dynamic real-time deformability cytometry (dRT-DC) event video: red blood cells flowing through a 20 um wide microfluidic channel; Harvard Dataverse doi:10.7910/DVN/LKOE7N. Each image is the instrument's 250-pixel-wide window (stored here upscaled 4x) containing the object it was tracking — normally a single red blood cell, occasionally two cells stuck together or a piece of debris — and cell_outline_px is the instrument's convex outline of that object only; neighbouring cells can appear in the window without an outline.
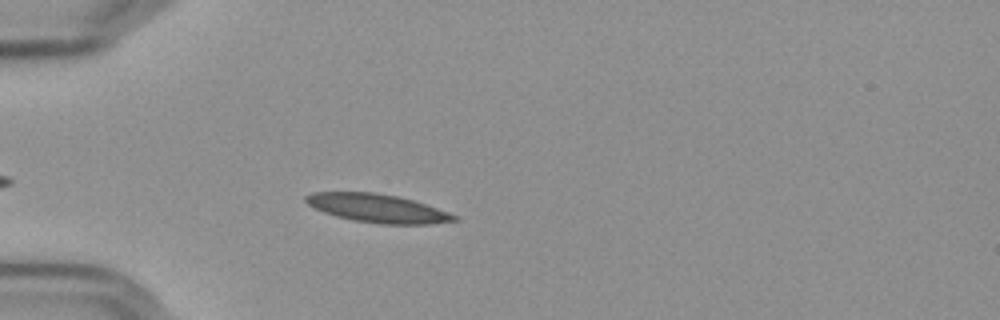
{"species": "Egyptian fruit bat (a non-hibernating species)", "species_latin": "Rousettus aegyptiacus", "temperature_condition": "cold", "stored_images_in_passage": 36, "camera_frame_rate_fps": 3000, "um_per_image_px": 0.085, "frame": {"image": 1, "passage_image": 7, "time_ms": 2.0, "image_size_px": [1000, 320], "cell_outline_px": [[460, 220], [428, 224], [380, 224], [352, 220], [336, 216], [324, 212], [308, 204], [304, 200], [304, 196], [312, 192], [372, 192], [396, 196], [412, 200], [448, 212], [456, 216]], "centroid_in_image_um": [32.06, 17.7], "position_along_channel_um": 52.9, "area_um2": 24.33}}
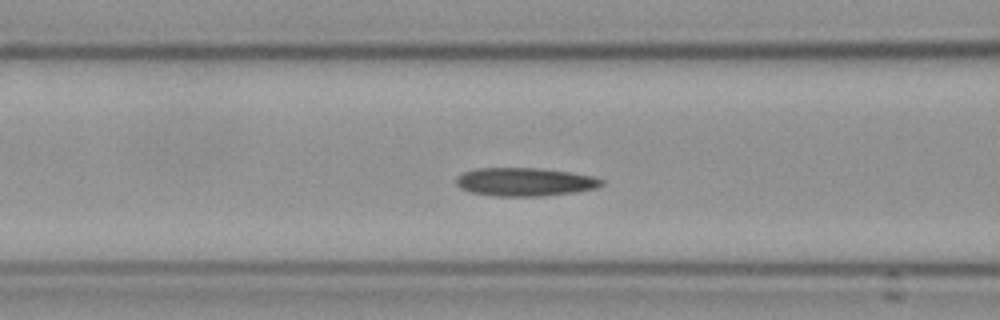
{"frame": {"image": 2, "passage_image": 14, "time_ms": 4.333, "image_size_px": [1000, 320], "cell_outline_px": [[604, 184], [596, 188], [576, 192], [540, 196], [496, 196], [472, 192], [460, 188], [456, 184], [456, 176], [464, 172], [476, 168], [540, 168], [572, 172], [596, 176], [604, 180]], "centroid_in_image_um": [44.65, 15.45], "position_along_channel_um": 121.9, "area_um2": 24.22}}
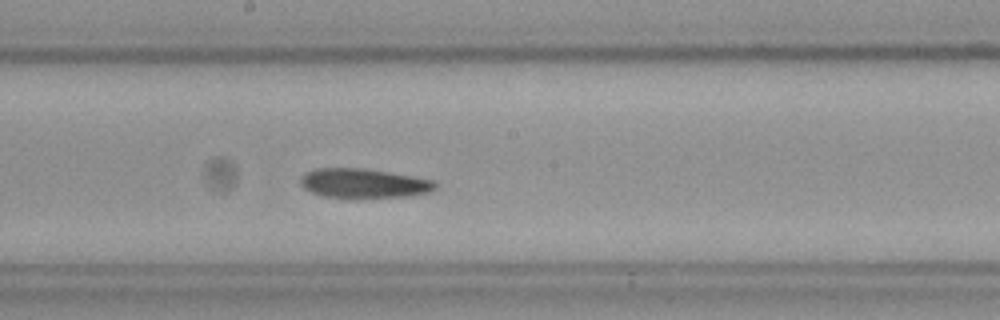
{"frame": {"image": 3, "passage_image": 22, "time_ms": 7.0, "image_size_px": [1000, 320], "cell_outline_px": [[436, 188], [428, 192], [408, 196], [356, 200], [324, 196], [312, 192], [304, 188], [300, 184], [300, 176], [316, 168], [360, 168], [388, 172], [432, 180], [436, 184]], "centroid_in_image_um": [30.87, 15.62], "position_along_channel_um": 217.3, "area_um2": 23.47}}